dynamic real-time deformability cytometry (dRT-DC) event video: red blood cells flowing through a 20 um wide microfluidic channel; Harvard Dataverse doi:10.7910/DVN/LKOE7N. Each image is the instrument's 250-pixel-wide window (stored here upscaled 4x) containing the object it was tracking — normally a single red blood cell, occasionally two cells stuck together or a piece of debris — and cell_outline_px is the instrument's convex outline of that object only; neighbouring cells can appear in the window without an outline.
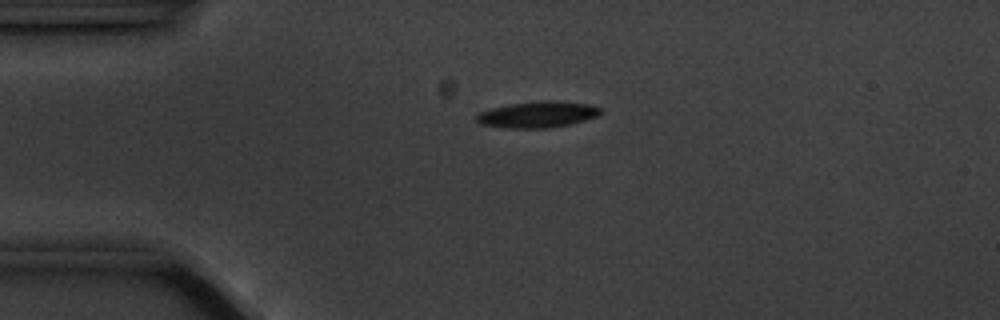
{"species": "common noctule bat (a hibernating species)", "species_latin": "Nyctalus noctula", "temperature_condition": "cold", "stored_images_in_passage": 49, "camera_frame_rate_fps": 3000, "um_per_image_px": 0.085, "animal": {"sex": "male", "body_mass_g": 20.1, "forearm_length_mm": 53.5}, "frame": {"image": 1, "passage_image": 5, "time_ms": 1.333, "image_size_px": [1000, 320], "cell_outline_px": [[604, 112], [600, 116], [568, 124], [548, 128], [508, 128], [480, 124], [476, 120], [476, 116], [480, 112], [492, 108], [508, 104], [540, 100], [556, 100], [588, 104], [600, 108]], "centroid_in_image_um": [45.72, 9.72], "position_along_channel_um": 39.3, "area_um2": 19.07}}
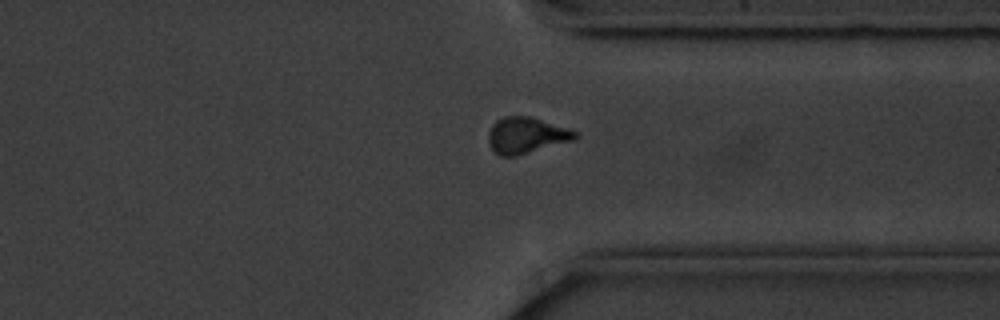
{"frame": {"image": 2, "passage_image": 35, "time_ms": 11.333, "image_size_px": [1000, 320], "cell_outline_px": [[576, 140], [516, 156], [500, 156], [488, 144], [488, 132], [492, 124], [496, 120], [504, 116], [528, 116], [568, 128], [576, 132]], "centroid_in_image_um": [44.71, 11.51], "position_along_channel_um": 366.7, "area_um2": 18.26}}
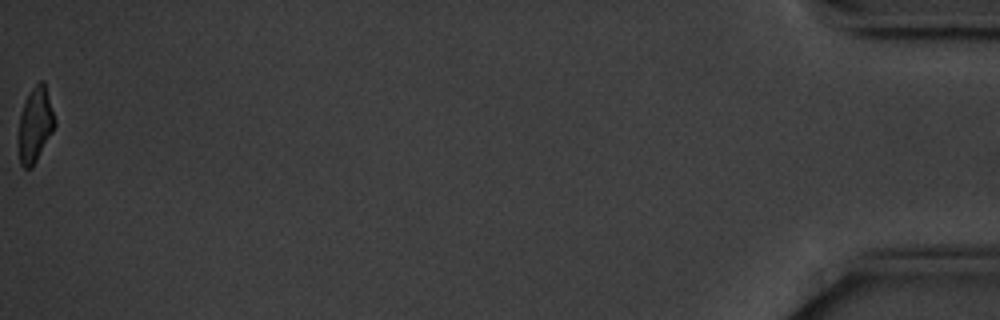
{"frame": {"image": 3, "passage_image": 49, "time_ms": 16.0, "image_size_px": [1000, 320], "cell_outline_px": [[56, 124], [52, 132], [32, 168], [24, 168], [20, 164], [16, 140], [20, 116], [24, 104], [32, 88], [40, 80], [44, 80], [56, 120]], "centroid_in_image_um": [2.97, 10.64], "position_along_channel_um": 432.2, "area_um2": 16.01}, "authors_computed_cell_mechanics": {"area_um2": 18.0914, "velocity_mm_per_s": 3.5334, "shape_relaxation_time_tau1_ms": 2.6717, "shape_relaxation_time_tau2_ms": 6.335, "deformation_change_tau1": 0.1318, "deformation_change_tau2": 0.124}}